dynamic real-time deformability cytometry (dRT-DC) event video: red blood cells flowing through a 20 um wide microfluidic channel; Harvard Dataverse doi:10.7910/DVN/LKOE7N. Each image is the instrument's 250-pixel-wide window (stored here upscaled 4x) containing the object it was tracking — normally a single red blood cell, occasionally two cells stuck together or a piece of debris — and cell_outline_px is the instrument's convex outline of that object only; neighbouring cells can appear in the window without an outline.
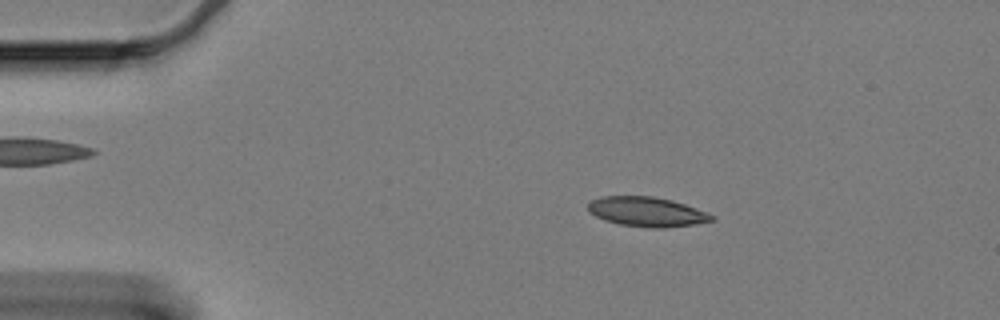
{"species": "Egyptian fruit bat (a non-hibernating species)", "species_latin": "Rousettus aegyptiacus", "temperature_condition": "cold", "stored_images_in_passage": 58, "camera_frame_rate_fps": 3000, "um_per_image_px": 0.085, "animal": {"sex": "female"}, "frame": {"image": 1, "passage_image": 10, "time_ms": 3.0, "image_size_px": [1000, 320], "cell_outline_px": [[716, 220], [696, 224], [664, 228], [652, 228], [620, 224], [604, 220], [588, 212], [588, 204], [592, 200], [600, 196], [652, 196], [672, 200], [708, 212], [716, 216]], "centroid_in_image_um": [55.01, 18.0], "position_along_channel_um": 30.0, "area_um2": 21.5}}
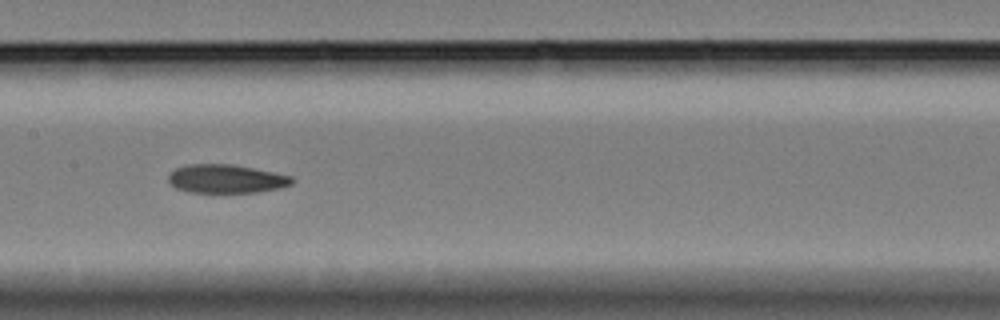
{"frame": {"image": 2, "passage_image": 29, "time_ms": 9.333, "image_size_px": [1000, 320], "cell_outline_px": [[296, 180], [292, 184], [280, 188], [256, 192], [188, 192], [176, 188], [168, 180], [168, 176], [176, 168], [188, 164], [232, 164], [292, 176]], "centroid_in_image_um": [19.24, 15.2], "position_along_channel_um": 188.2, "area_um2": 20.46}}
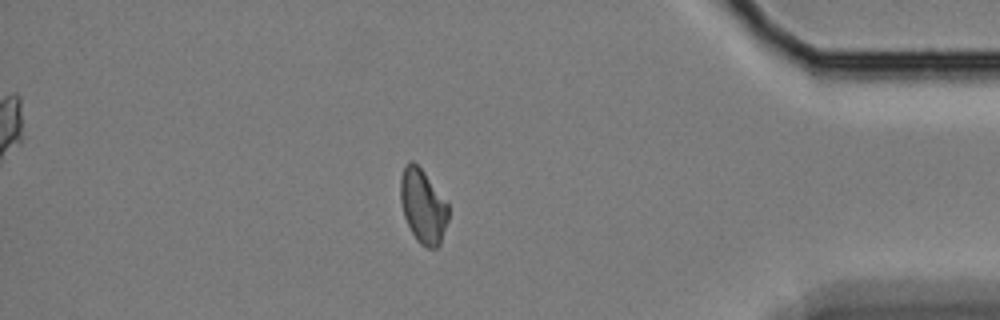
{"frame": {"image": 3, "passage_image": 51, "time_ms": 16.667, "image_size_px": [1000, 320], "cell_outline_px": [[448, 220], [440, 244], [436, 248], [428, 248], [420, 244], [416, 240], [404, 216], [400, 200], [400, 176], [404, 164], [412, 160], [424, 172], [448, 204]], "centroid_in_image_um": [35.93, 17.52], "position_along_channel_um": 399.3, "area_um2": 20.58}}